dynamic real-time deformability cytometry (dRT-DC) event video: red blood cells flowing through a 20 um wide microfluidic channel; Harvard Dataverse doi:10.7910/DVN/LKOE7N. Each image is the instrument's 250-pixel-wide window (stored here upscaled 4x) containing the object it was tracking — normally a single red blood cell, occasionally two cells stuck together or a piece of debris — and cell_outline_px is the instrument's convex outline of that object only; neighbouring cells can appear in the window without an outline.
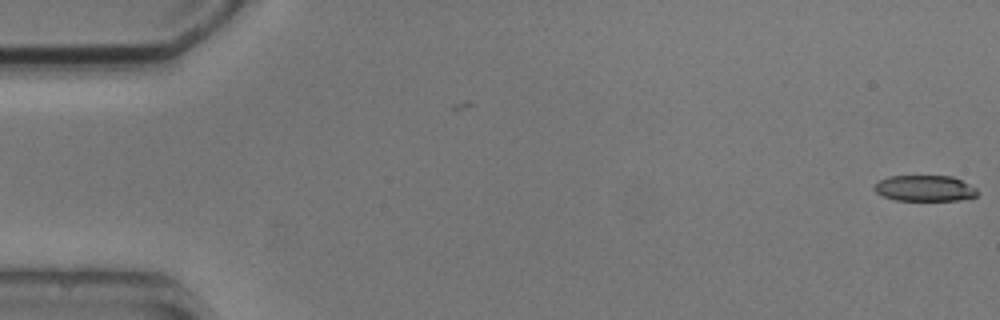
{"species": "common noctule bat (a hibernating species)", "species_latin": "Nyctalus noctula", "temperature_condition": "cold", "stored_images_in_passage": 2, "camera_frame_rate_fps": 3000, "um_per_image_px": 0.085, "animal": {"sex": "male", "body_mass_g": 20.5, "forearm_length_mm": 52.5}, "frame": {"image": 1, "passage_image": 2, "time_ms": 1.0, "image_size_px": [1000, 320], "cell_outline_px": [[980, 192], [976, 196], [960, 200], [896, 200], [880, 196], [872, 188], [880, 180], [888, 176], [952, 176], [976, 188]], "centroid_in_image_um": [78.59, 16.01], "position_along_channel_um": 6.4, "area_um2": 15.61}}